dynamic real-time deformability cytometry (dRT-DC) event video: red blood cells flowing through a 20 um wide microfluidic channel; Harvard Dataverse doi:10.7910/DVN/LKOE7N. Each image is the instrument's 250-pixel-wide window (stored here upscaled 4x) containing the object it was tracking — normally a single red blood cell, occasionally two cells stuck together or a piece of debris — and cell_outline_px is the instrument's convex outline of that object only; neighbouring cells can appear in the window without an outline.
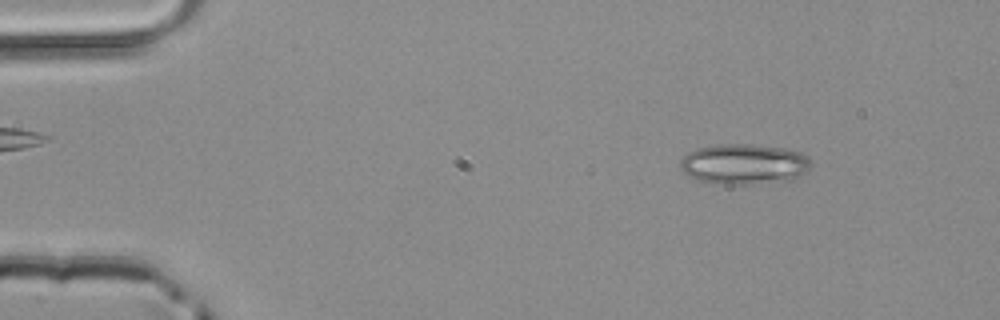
{"species": "common noctule bat (a hibernating species)", "species_latin": "Nyctalus noctula", "temperature_condition": "room temperature", "stored_images_in_passage": 48, "camera_frame_rate_fps": 3000, "um_per_image_px": 0.085, "animal": {"sex": "male", "body_mass_g": 20.4}, "frame": {"image": 1, "passage_image": 6, "time_ms": 1.667, "image_size_px": [1000, 320], "cell_outline_px": [[812, 168], [808, 172], [788, 180], [752, 184], [708, 184], [696, 180], [688, 176], [680, 168], [680, 160], [688, 152], [696, 148], [720, 144], [752, 144], [784, 148], [800, 152], [812, 164]], "centroid_in_image_um": [63.2, 13.96], "position_along_channel_um": 21.8, "area_um2": 31.1}}
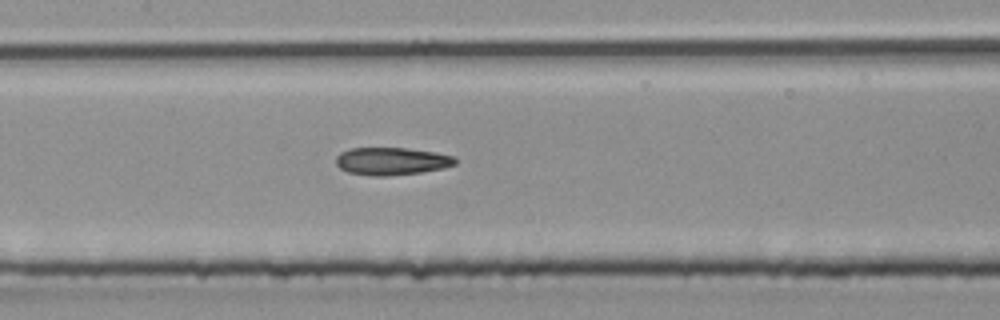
{"frame": {"image": 2, "passage_image": 23, "time_ms": 7.333, "image_size_px": [1000, 320], "cell_outline_px": [[456, 164], [444, 168], [420, 172], [388, 176], [372, 176], [348, 172], [340, 168], [336, 164], [336, 156], [340, 152], [348, 148], [408, 148], [436, 152], [452, 156], [456, 160]], "centroid_in_image_um": [33.26, 13.69], "position_along_channel_um": 174.1, "area_um2": 19.25}}
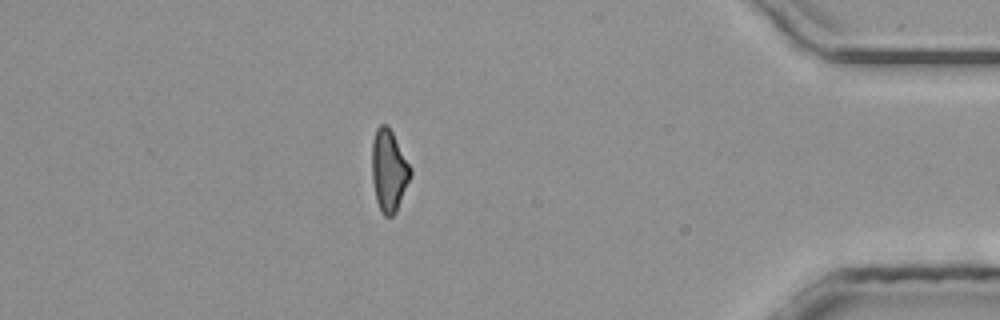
{"frame": {"image": 3, "passage_image": 42, "time_ms": 13.667, "image_size_px": [1000, 320], "cell_outline_px": [[412, 172], [396, 212], [392, 216], [384, 216], [380, 212], [376, 200], [372, 180], [372, 140], [376, 128], [380, 124], [388, 124], [412, 168]], "centroid_in_image_um": [33.04, 14.48], "position_along_channel_um": 402.2, "area_um2": 18.5}}